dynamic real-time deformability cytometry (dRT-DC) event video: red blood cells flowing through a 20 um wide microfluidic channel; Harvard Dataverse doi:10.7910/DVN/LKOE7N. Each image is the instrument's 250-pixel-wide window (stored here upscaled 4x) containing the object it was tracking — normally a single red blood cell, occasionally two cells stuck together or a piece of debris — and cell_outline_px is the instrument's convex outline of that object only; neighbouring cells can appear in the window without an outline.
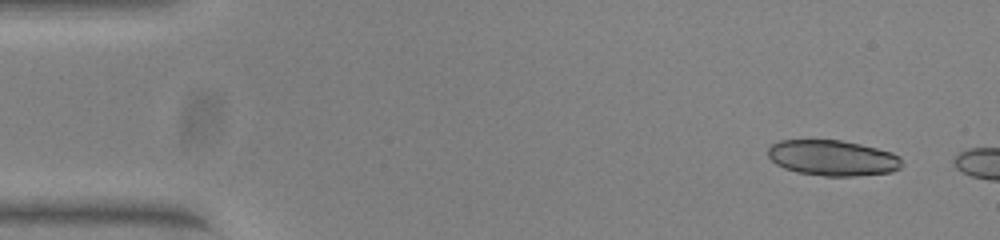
{"species": "common noctule bat (a hibernating species)", "species_latin": "Nyctalus noctula", "temperature_condition": "warm", "stored_images_in_passage": 4, "camera_frame_rate_fps": 3000, "um_per_image_px": 0.085, "animal": {"sex": "female", "body_mass_g": 23.0, "forearm_length_mm": 53.4}, "frame": {"image": 1, "passage_image": 1, "time_ms": 0.0, "image_size_px": [1000, 240], "cell_outline_px": [[904, 164], [900, 168], [892, 172], [852, 176], [824, 176], [796, 172], [784, 168], [776, 164], [768, 156], [768, 148], [772, 144], [780, 140], [840, 140], [860, 144], [892, 152], [900, 156]], "centroid_in_image_um": [70.79, 13.43], "position_along_channel_um": 14.2, "area_um2": 27.92}}